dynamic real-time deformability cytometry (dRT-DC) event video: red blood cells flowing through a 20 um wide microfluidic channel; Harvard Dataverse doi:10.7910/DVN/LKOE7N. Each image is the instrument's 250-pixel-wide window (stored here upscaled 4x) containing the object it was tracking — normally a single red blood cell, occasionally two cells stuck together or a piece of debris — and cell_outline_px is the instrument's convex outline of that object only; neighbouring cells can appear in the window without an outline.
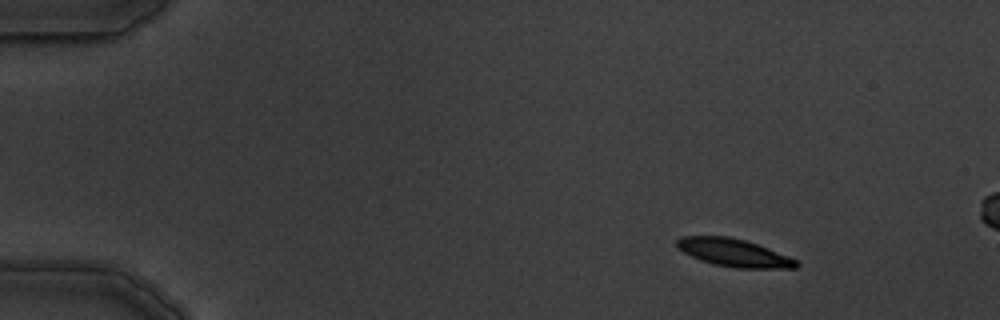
{"species": "common noctule bat (a hibernating species)", "species_latin": "Nyctalus noctula", "temperature_condition": "warm", "stored_images_in_passage": 5, "camera_frame_rate_fps": 3000, "um_per_image_px": 0.085, "animal": {"sex": "male", "body_mass_g": 19.5, "forearm_length_mm": 54.6}, "frame": {"image": 1, "passage_image": 2, "time_ms": 1.0, "image_size_px": [1000, 320], "cell_outline_px": [[800, 264], [796, 268], [736, 268], [712, 264], [700, 260], [676, 248], [676, 240], [680, 236], [728, 236], [744, 240], [768, 248], [788, 256], [796, 260]], "centroid_in_image_um": [62.34, 21.48], "position_along_channel_um": 22.7, "area_um2": 19.31}}